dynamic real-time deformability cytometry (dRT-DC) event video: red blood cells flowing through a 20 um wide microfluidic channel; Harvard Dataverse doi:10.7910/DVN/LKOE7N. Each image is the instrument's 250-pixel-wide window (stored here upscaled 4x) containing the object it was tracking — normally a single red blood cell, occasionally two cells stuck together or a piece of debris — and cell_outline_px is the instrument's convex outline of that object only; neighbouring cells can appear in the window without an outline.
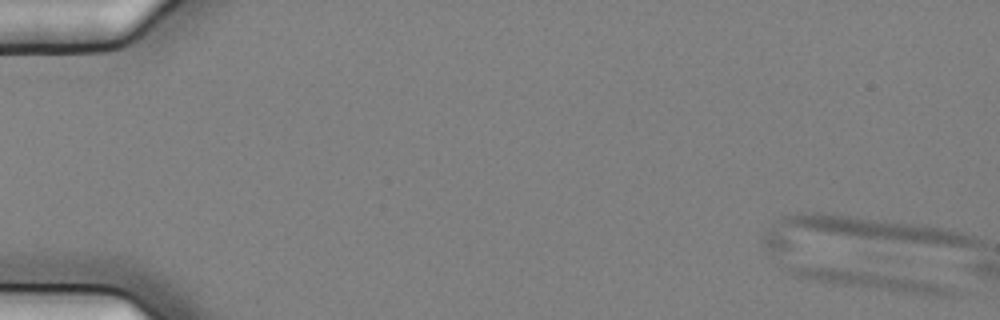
{"species": "common noctule bat (a hibernating species)", "species_latin": "Nyctalus noctula", "temperature_condition": "cold", "stored_images_in_passage": 2, "camera_frame_rate_fps": 3000, "um_per_image_px": 0.085, "animal": {"sex": "female", "body_mass_g": 25.1}, "frame": {"image": 1, "passage_image": 1, "time_ms": 0.0, "image_size_px": [1000, 320], "cell_outline_px": [[960, 292], [956, 296], [936, 296], [832, 284], [796, 276], [788, 272], [788, 268], [836, 268], [880, 272], [924, 280], [940, 284], [952, 288]], "centroid_in_image_um": [74.3, 23.88], "position_along_channel_um": 10.7, "area_um2": 17.17}}